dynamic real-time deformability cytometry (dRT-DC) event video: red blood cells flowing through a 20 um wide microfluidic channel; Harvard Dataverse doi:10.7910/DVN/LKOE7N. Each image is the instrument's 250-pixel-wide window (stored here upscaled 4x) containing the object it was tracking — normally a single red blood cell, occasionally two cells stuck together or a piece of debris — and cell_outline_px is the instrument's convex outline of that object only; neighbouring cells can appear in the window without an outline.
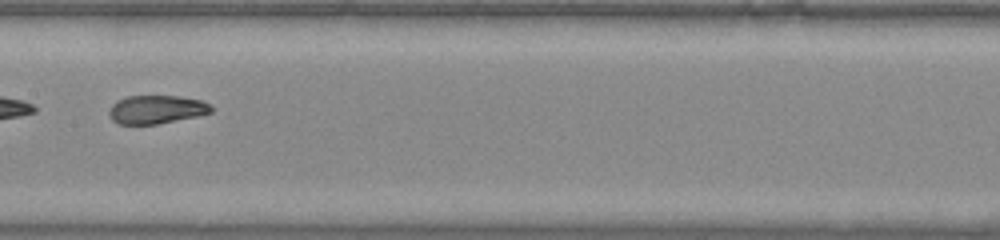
{"species": "common noctule bat (a hibernating species)", "species_latin": "Nyctalus noctula", "temperature_condition": "warm", "stored_images_in_passage": 20, "camera_frame_rate_fps": 3000, "um_per_image_px": 0.085, "animal": {"sex": "male", "body_mass_g": 20.0, "forearm_length_mm": 53.3}, "frame": {"image": 1, "passage_image": 17, "time_ms": 5.333, "image_size_px": [1000, 240], "cell_outline_px": [[212, 112], [196, 116], [156, 124], [116, 124], [108, 116], [108, 112], [112, 104], [116, 100], [128, 96], [180, 96], [200, 100], [208, 104], [212, 108]], "centroid_in_image_um": [13.23, 9.3], "position_along_channel_um": 194.2, "area_um2": 16.88}}